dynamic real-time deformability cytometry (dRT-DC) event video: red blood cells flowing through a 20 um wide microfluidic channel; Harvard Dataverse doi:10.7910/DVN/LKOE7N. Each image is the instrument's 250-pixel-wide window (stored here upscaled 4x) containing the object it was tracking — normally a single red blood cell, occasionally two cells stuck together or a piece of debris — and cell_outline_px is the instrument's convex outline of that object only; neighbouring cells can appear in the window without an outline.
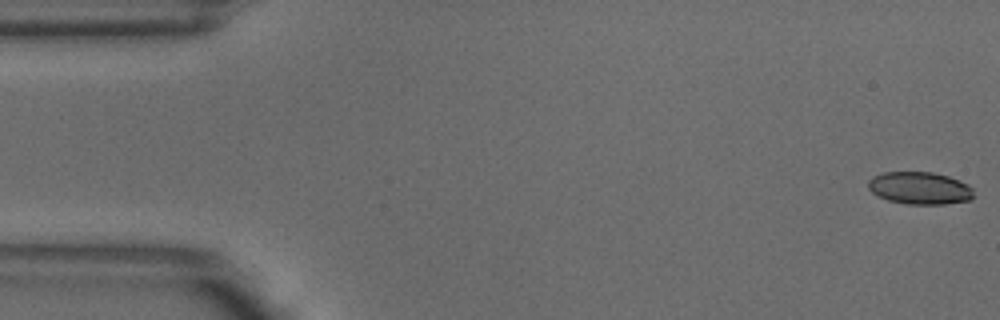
{"species": "common noctule bat (a hibernating species)", "species_latin": "Nyctalus noctula", "temperature_condition": "warm", "stored_images_in_passage": 4, "camera_frame_rate_fps": 3000, "um_per_image_px": 0.085, "animal": {"sex": "male", "body_mass_g": 18.8}, "frame": {"image": 1, "passage_image": 1, "time_ms": 0.0, "image_size_px": [1000, 320], "cell_outline_px": [[972, 200], [944, 204], [904, 204], [888, 200], [872, 192], [868, 188], [868, 180], [872, 176], [884, 172], [932, 172], [948, 176], [960, 180], [968, 184], [972, 188]], "centroid_in_image_um": [78.18, 15.98], "position_along_channel_um": 6.8, "area_um2": 20.0}}